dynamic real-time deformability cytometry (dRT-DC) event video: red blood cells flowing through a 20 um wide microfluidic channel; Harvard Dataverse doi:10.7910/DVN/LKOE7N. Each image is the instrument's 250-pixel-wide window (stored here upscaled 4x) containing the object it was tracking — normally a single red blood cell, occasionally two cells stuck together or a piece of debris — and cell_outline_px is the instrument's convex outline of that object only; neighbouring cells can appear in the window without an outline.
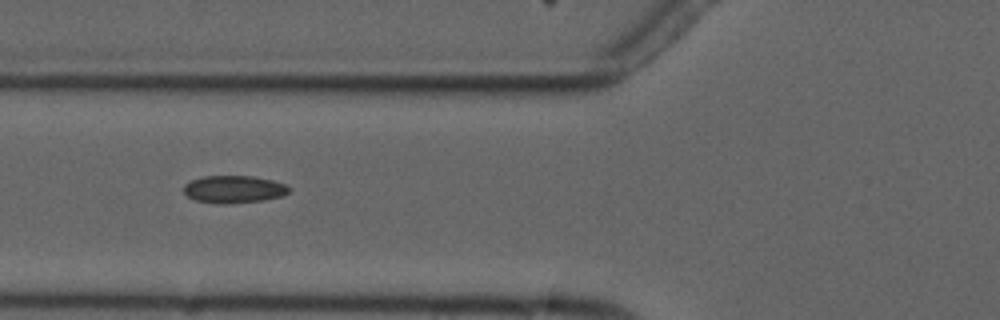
{"species": "common noctule bat (a hibernating species)", "species_latin": "Nyctalus noctula", "temperature_condition": "cold", "stored_images_in_passage": 5, "camera_frame_rate_fps": 3000, "um_per_image_px": 0.085, "animal": {"sex": "male", "forearm_length_mm": 52.5}, "frame": {"image": 1, "passage_image": 5, "time_ms": 5.333, "image_size_px": [1000, 320], "cell_outline_px": [[292, 188], [288, 192], [280, 196], [264, 200], [224, 204], [196, 200], [188, 196], [184, 192], [184, 184], [192, 180], [204, 176], [252, 176], [272, 180], [284, 184]], "centroid_in_image_um": [19.88, 16.08], "position_along_channel_um": 105.9, "area_um2": 16.65}}